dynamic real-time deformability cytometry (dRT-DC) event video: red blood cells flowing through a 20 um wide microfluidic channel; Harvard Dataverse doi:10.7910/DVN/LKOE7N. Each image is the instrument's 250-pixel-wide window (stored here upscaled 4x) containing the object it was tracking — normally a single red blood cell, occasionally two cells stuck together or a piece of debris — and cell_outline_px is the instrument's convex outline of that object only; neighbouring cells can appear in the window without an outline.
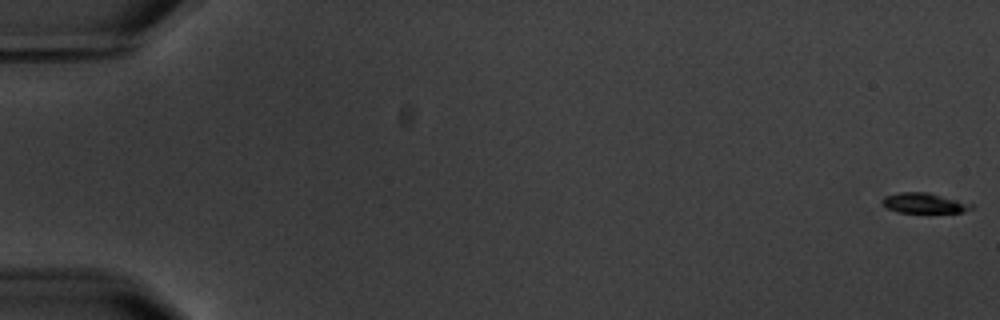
{"species": "common noctule bat (a hibernating species)", "species_latin": "Nyctalus noctula", "temperature_condition": "warm", "stored_images_in_passage": 6, "camera_frame_rate_fps": 3000, "um_per_image_px": 0.085, "animal": {"sex": "male", "body_mass_g": 20.1, "forearm_length_mm": 53.5}, "frame": {"image": 1, "passage_image": 1, "time_ms": 0.0, "image_size_px": [1000, 320], "cell_outline_px": [[972, 208], [964, 212], [896, 212], [880, 204], [880, 200], [884, 196], [900, 192], [924, 192], [972, 204]], "centroid_in_image_um": [78.44, 17.26], "position_along_channel_um": 6.6, "area_um2": 10.23}}
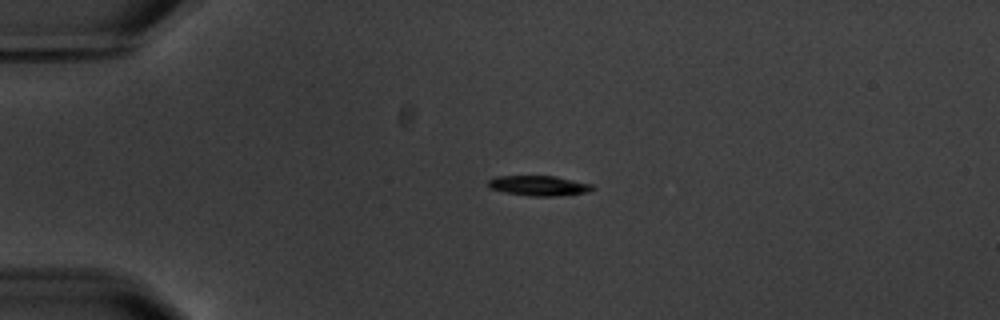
{"frame": {"image": 2, "passage_image": 5, "time_ms": 4.667, "image_size_px": [1000, 320], "cell_outline_px": [[592, 188], [588, 192], [552, 196], [528, 196], [504, 192], [488, 188], [488, 180], [496, 176], [556, 176], [592, 184]], "centroid_in_image_um": [45.74, 15.78], "position_along_channel_um": 39.3, "area_um2": 12.14}}